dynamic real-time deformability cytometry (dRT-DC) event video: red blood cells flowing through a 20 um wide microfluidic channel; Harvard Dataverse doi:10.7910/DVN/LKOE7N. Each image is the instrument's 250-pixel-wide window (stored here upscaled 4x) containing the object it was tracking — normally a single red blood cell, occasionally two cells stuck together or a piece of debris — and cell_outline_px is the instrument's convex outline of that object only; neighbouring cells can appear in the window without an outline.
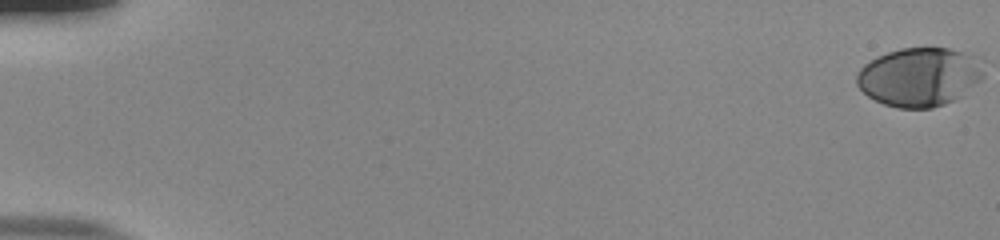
{"species": "human", "species_latin": "Homo sapiens", "temperature_condition": "room temperature", "stored_images_in_passage": 55, "camera_frame_rate_fps": 3000, "um_per_image_px": 0.085, "donor": {"sex": "male"}, "frame": {"image": 1, "passage_image": 1, "time_ms": 0.0, "image_size_px": [1000, 240], "cell_outline_px": [[984, 76], [980, 80], [952, 100], [944, 104], [932, 108], [896, 108], [884, 104], [868, 96], [856, 84], [856, 76], [860, 68], [864, 64], [876, 56], [900, 48], [948, 48], [960, 52]], "centroid_in_image_um": [77.97, 6.56], "position_along_channel_um": 7.0, "area_um2": 41.91}}
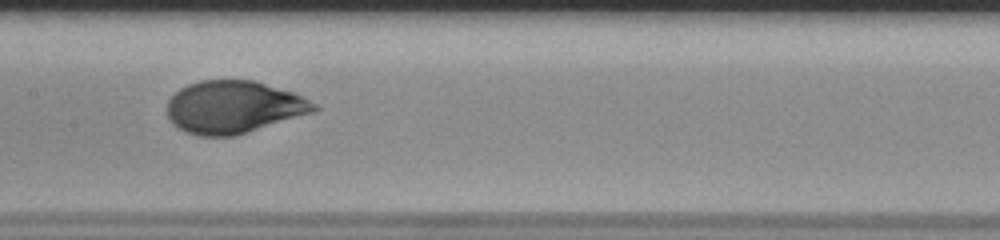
{"frame": {"image": 2, "passage_image": 30, "time_ms": 9.667, "image_size_px": [1000, 240], "cell_outline_px": [[320, 108], [312, 112], [232, 136], [196, 136], [184, 132], [176, 128], [168, 120], [168, 100], [180, 88], [188, 84], [200, 80], [252, 80], [292, 92], [316, 104]], "centroid_in_image_um": [19.78, 9.1], "position_along_channel_um": 187.6, "area_um2": 44.51}}
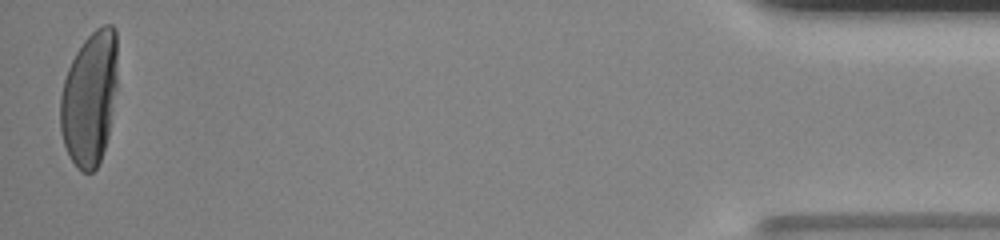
{"frame": {"image": 3, "passage_image": 55, "time_ms": 18.0, "image_size_px": [1000, 240], "cell_outline_px": [[116, 88], [108, 136], [100, 160], [96, 168], [92, 172], [80, 172], [76, 168], [64, 144], [60, 132], [60, 96], [64, 80], [68, 68], [76, 52], [84, 40], [96, 28], [104, 24], [112, 24], [116, 28]], "centroid_in_image_um": [7.6, 8.36], "position_along_channel_um": 427.6, "area_um2": 44.62}, "authors_computed_cell_mechanics": {"area_um2": 44.3904, "velocity_mm_per_s": 3.8348, "shape_relaxation_time_tau1_ms": 3.9111, "shape_relaxation_time_tau2_ms": null, "deformation_change_tau1": 0.1946, "deformation_change_tau2": null}}